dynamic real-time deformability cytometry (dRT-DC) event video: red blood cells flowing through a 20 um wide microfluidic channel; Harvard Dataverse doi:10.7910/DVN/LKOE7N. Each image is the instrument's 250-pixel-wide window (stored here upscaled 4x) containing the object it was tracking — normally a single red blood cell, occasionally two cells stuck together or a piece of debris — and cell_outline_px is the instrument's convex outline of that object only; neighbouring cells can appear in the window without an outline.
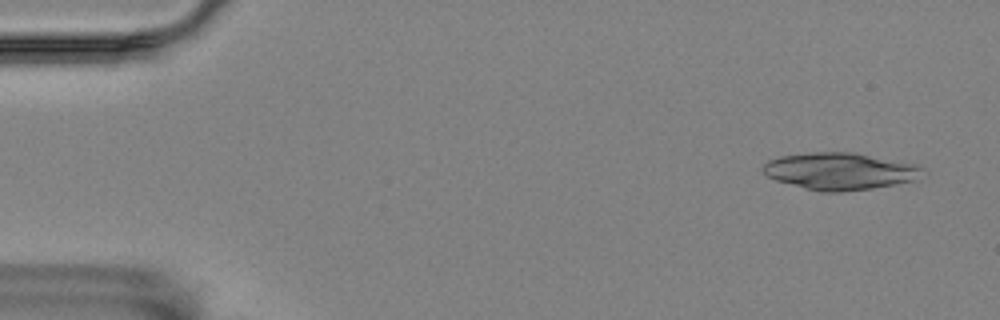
{"species": "Egyptian fruit bat (a non-hibernating species)", "species_latin": "Rousettus aegyptiacus", "temperature_condition": "room temperature", "stored_images_in_passage": 5, "camera_frame_rate_fps": 3000, "um_per_image_px": 0.085, "animal": {"sex": "female"}, "frame": {"image": 1, "passage_image": 1, "time_ms": 0.0, "image_size_px": [1000, 320], "cell_outline_px": [[928, 172], [916, 180], [896, 184], [872, 188], [840, 192], [824, 192], [804, 188], [776, 180], [768, 176], [760, 168], [768, 160], [780, 156], [808, 152], [856, 152], [920, 164]], "centroid_in_image_um": [71.47, 14.53], "position_along_channel_um": 13.5, "area_um2": 35.03}}